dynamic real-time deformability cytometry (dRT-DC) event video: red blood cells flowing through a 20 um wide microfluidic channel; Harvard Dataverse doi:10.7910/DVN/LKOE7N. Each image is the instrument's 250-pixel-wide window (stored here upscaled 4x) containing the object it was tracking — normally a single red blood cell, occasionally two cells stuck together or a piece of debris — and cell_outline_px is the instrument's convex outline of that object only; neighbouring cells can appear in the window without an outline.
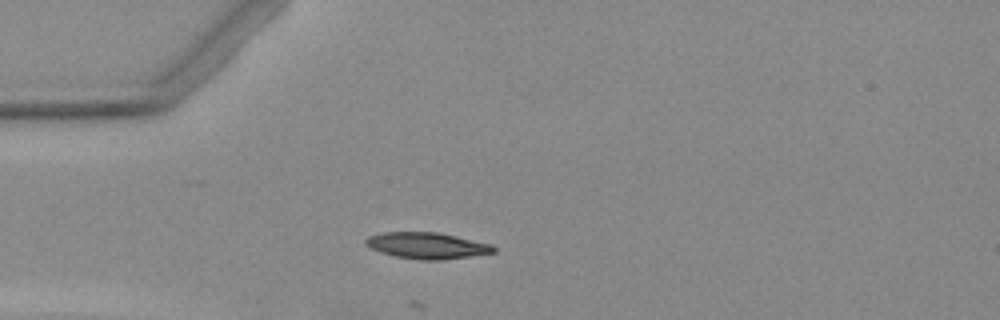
{"species": "Egyptian fruit bat (a non-hibernating species)", "species_latin": "Rousettus aegyptiacus", "temperature_condition": "warm", "stored_images_in_passage": 3, "camera_frame_rate_fps": 3000, "um_per_image_px": 0.085, "animal": {"sex": "female"}, "frame": {"image": 1, "passage_image": 3, "time_ms": 2.333, "image_size_px": [1000, 320], "cell_outline_px": [[496, 252], [440, 260], [420, 260], [396, 256], [380, 252], [364, 244], [364, 240], [368, 236], [380, 232], [436, 232], [456, 236], [492, 244], [496, 248]], "centroid_in_image_um": [36.27, 20.86], "position_along_channel_um": 48.7, "area_um2": 19.54}}